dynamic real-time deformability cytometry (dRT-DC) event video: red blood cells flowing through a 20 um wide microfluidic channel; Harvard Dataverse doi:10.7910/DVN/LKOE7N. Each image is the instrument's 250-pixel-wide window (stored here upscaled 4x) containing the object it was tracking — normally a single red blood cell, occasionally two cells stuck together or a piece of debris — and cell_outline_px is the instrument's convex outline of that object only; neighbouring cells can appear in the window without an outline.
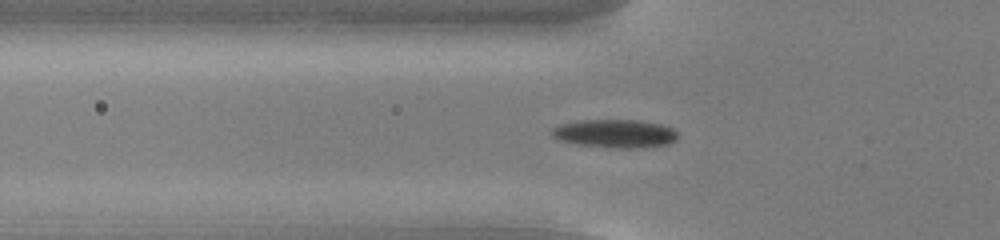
{"species": "common noctule bat (a hibernating species)", "species_latin": "Nyctalus noctula", "temperature_condition": "cold", "stored_images_in_passage": 42, "camera_frame_rate_fps": 3000, "um_per_image_px": 0.085, "animal": {"sex": "male", "body_mass_g": 13.0, "forearm_length_mm": 53.1}, "frame": {"image": 1, "passage_image": 6, "time_ms": 1.667, "image_size_px": [1000, 240], "cell_outline_px": [[676, 140], [668, 144], [636, 148], [608, 148], [580, 144], [560, 140], [552, 136], [552, 128], [560, 124], [576, 120], [640, 120], [660, 124], [672, 128], [676, 132]], "centroid_in_image_um": [52.26, 11.35], "position_along_channel_um": 73.5, "area_um2": 20.75}}
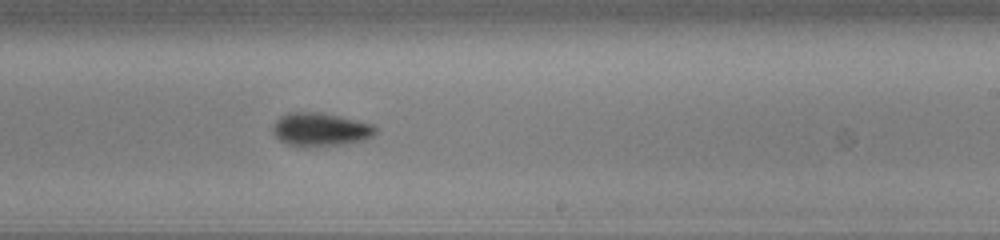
{"frame": {"image": 2, "passage_image": 21, "time_ms": 6.667, "image_size_px": [1000, 240], "cell_outline_px": [[376, 132], [368, 140], [344, 144], [304, 148], [288, 144], [280, 140], [272, 132], [272, 128], [276, 120], [280, 116], [288, 112], [320, 112], [376, 124]], "centroid_in_image_um": [27.26, 11.02], "position_along_channel_um": 261.7, "area_um2": 20.4}}
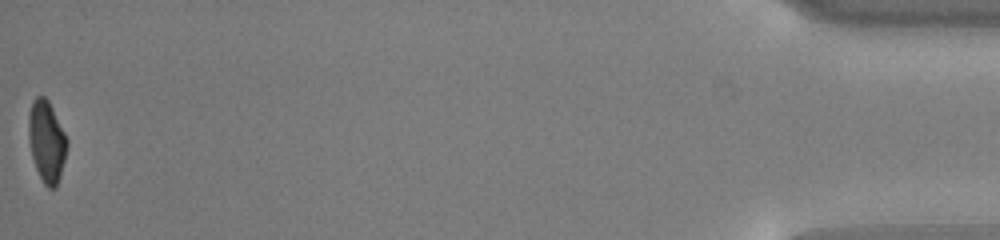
{"frame": {"image": 3, "passage_image": 42, "time_ms": 13.667, "image_size_px": [1000, 240], "cell_outline_px": [[68, 144], [60, 176], [56, 188], [48, 188], [44, 184], [36, 168], [32, 156], [28, 140], [28, 116], [32, 100], [36, 96], [44, 96], [48, 100], [68, 140]], "centroid_in_image_um": [3.95, 12.01], "position_along_channel_um": 431.3, "area_um2": 18.21}, "authors_computed_cell_mechanics": {"area_um2": 19.5653, "velocity_mm_per_s": 3.7715, "shape_relaxation_time_tau1_ms": 4.1374, "shape_relaxation_time_tau2_ms": 5.1798, "deformation_change_tau1": 0.1424, "deformation_change_tau2": 0.1121}}